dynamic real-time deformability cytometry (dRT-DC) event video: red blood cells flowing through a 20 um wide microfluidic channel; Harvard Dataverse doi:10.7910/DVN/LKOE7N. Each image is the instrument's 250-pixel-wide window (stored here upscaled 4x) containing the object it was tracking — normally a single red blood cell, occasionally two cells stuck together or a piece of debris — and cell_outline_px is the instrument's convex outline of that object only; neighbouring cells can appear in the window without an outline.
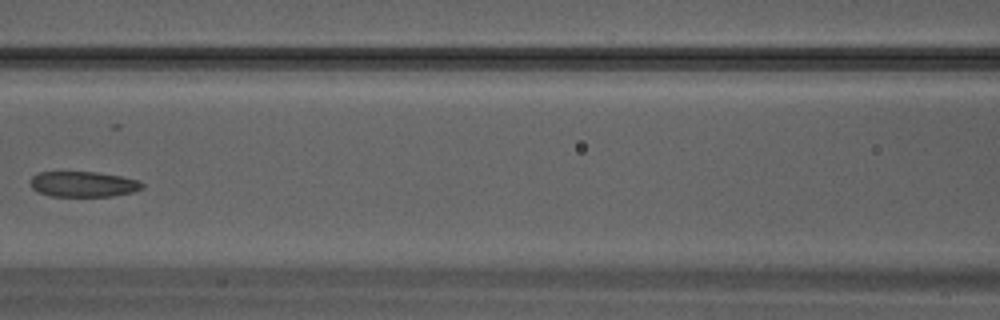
{"species": "Egyptian fruit bat (a non-hibernating species)", "species_latin": "Rousettus aegyptiacus", "temperature_condition": "warm", "stored_images_in_passage": 20, "camera_frame_rate_fps": 3000, "um_per_image_px": 0.085, "animal": {"sex": "male"}, "frame": {"image": 1, "passage_image": 9, "time_ms": 2.667, "image_size_px": [1000, 320], "cell_outline_px": [[144, 188], [132, 192], [112, 196], [52, 196], [40, 192], [32, 188], [32, 176], [40, 172], [96, 172], [120, 176], [136, 180], [144, 184]], "centroid_in_image_um": [7.11, 15.65], "position_along_channel_um": 159.5, "area_um2": 16.36}}
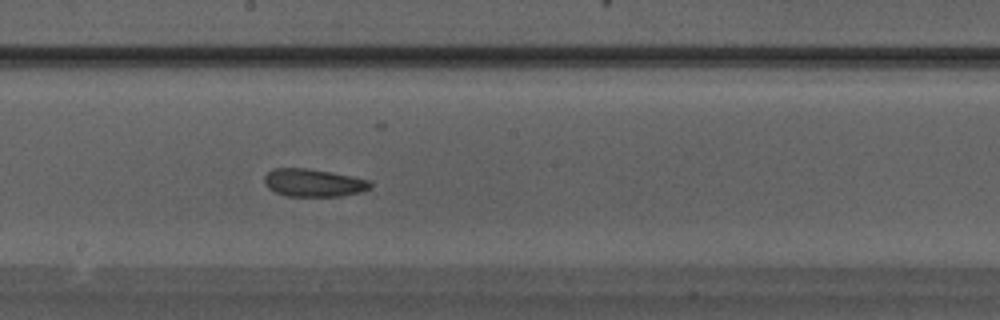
{"frame": {"image": 2, "passage_image": 12, "time_ms": 3.667, "image_size_px": [1000, 320], "cell_outline_px": [[372, 184], [368, 188], [360, 192], [340, 196], [288, 196], [276, 192], [268, 188], [264, 184], [264, 176], [272, 168], [308, 168], [332, 172], [368, 180]], "centroid_in_image_um": [26.59, 15.53], "position_along_channel_um": 221.6, "area_um2": 17.05}}